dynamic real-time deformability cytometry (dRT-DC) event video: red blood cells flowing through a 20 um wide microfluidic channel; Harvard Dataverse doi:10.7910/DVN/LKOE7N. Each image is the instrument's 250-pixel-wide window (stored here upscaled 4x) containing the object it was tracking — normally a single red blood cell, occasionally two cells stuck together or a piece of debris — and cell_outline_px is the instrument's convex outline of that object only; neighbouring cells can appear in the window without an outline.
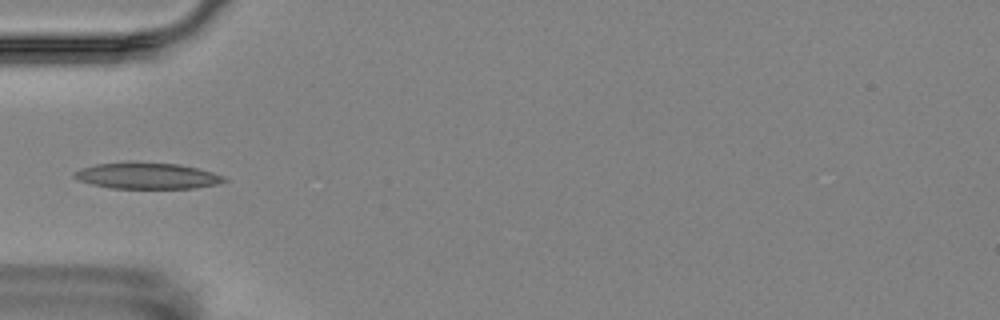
{"species": "Egyptian fruit bat (a non-hibernating species)", "species_latin": "Rousettus aegyptiacus", "temperature_condition": "room temperature", "stored_images_in_passage": 6, "camera_frame_rate_fps": 3000, "um_per_image_px": 0.085, "animal": {"sex": "female"}, "frame": {"image": 1, "passage_image": 4, "time_ms": 4.333, "image_size_px": [1000, 320], "cell_outline_px": [[228, 180], [216, 184], [192, 188], [112, 188], [92, 184], [76, 180], [72, 176], [72, 172], [80, 168], [96, 164], [180, 164], [212, 172], [224, 176]], "centroid_in_image_um": [12.48, 14.97], "position_along_channel_um": 72.5, "area_um2": 22.14}}
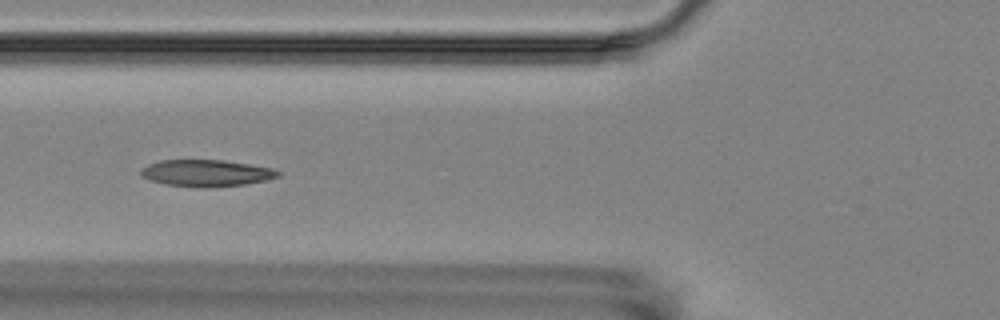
{"frame": {"image": 2, "passage_image": 5, "time_ms": 5.333, "image_size_px": [1000, 320], "cell_outline_px": [[280, 176], [268, 180], [248, 184], [212, 188], [196, 188], [164, 184], [148, 180], [140, 176], [140, 168], [148, 164], [160, 160], [224, 160], [272, 168], [280, 172]], "centroid_in_image_um": [17.51, 14.73], "position_along_channel_um": 108.3, "area_um2": 21.85}}
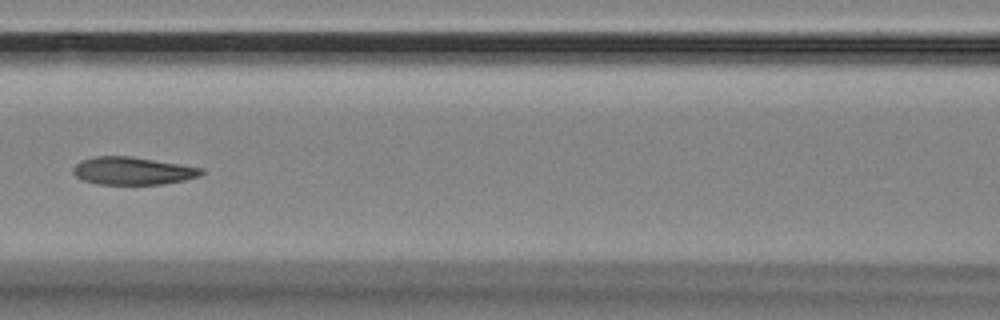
{"frame": {"image": 3, "passage_image": 6, "time_ms": 6.667, "image_size_px": [1000, 320], "cell_outline_px": [[204, 172], [200, 176], [184, 180], [164, 184], [96, 184], [84, 180], [76, 176], [72, 172], [72, 168], [80, 160], [96, 156], [128, 156], [204, 168]], "centroid_in_image_um": [11.26, 14.52], "position_along_channel_um": 155.3, "area_um2": 20.63}}